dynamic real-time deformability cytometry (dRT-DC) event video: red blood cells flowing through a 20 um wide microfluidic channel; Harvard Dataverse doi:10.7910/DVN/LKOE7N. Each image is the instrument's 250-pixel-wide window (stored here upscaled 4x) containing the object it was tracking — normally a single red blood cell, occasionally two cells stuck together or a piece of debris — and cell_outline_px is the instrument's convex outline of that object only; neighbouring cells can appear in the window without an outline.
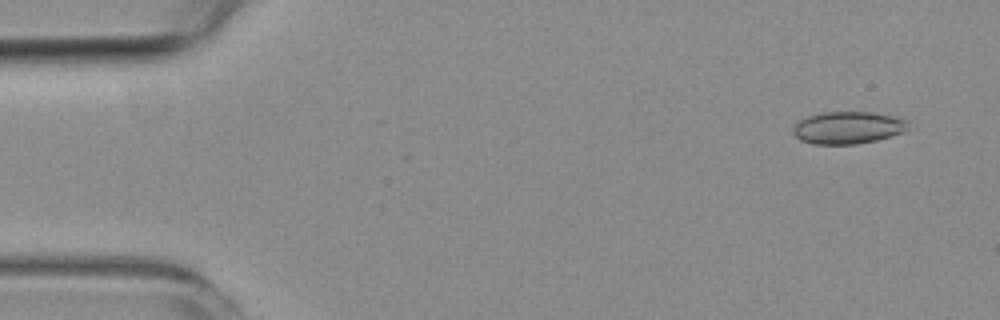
{"species": "common noctule bat (a hibernating species)", "species_latin": "Nyctalus noctula", "temperature_condition": "room temperature", "stored_images_in_passage": 4, "camera_frame_rate_fps": 3000, "um_per_image_px": 0.085, "animal": {"sex": "female", "body_mass_g": 19.3, "forearm_length_mm": 54.1}, "frame": {"image": 1, "passage_image": 1, "time_ms": 0.0, "image_size_px": [1000, 320], "cell_outline_px": [[908, 120], [904, 128], [900, 132], [892, 136], [876, 140], [856, 144], [812, 144], [800, 140], [792, 132], [792, 128], [800, 120], [808, 116], [824, 112], [872, 112], [896, 116]], "centroid_in_image_um": [72.03, 10.85], "position_along_channel_um": 13.0, "area_um2": 21.5}}